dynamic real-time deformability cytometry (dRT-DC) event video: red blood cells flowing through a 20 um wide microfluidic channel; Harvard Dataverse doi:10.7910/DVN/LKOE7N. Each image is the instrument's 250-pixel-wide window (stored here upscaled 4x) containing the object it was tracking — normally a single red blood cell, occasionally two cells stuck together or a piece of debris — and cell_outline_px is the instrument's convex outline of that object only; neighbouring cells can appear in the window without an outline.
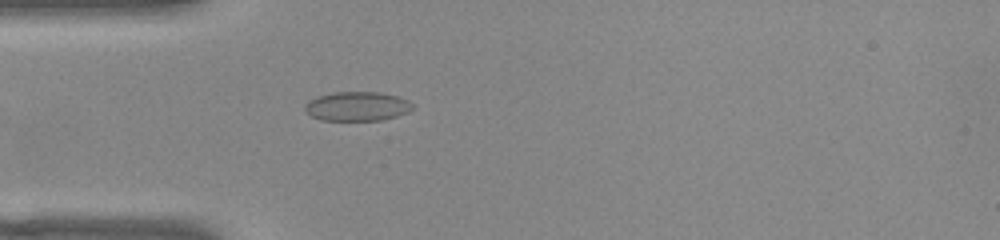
{"species": "common noctule bat (a hibernating species)", "species_latin": "Nyctalus noctula", "temperature_condition": "warm", "stored_images_in_passage": 40, "camera_frame_rate_fps": 3000, "um_per_image_px": 0.085, "animal": {"sex": "female", "body_mass_g": 22.0, "forearm_length_mm": 56.7}, "frame": {"image": 1, "passage_image": 4, "time_ms": 1.0, "image_size_px": [1000, 240], "cell_outline_px": [[416, 108], [408, 112], [396, 116], [380, 120], [320, 120], [312, 116], [304, 108], [308, 100], [320, 96], [336, 92], [380, 92], [396, 96], [408, 100]], "centroid_in_image_um": [30.39, 9.04], "position_along_channel_um": 54.6, "area_um2": 18.21}}
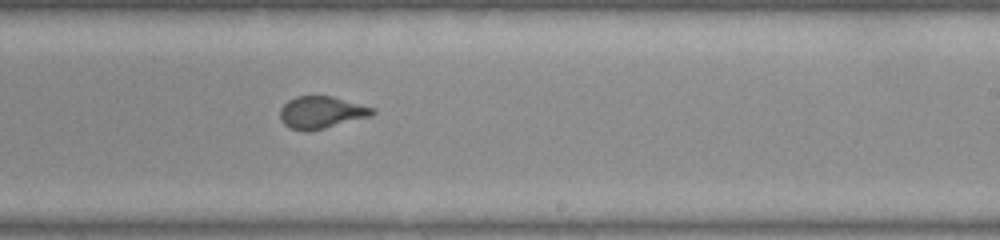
{"frame": {"image": 2, "passage_image": 20, "time_ms": 6.333, "image_size_px": [1000, 240], "cell_outline_px": [[376, 112], [372, 116], [308, 132], [304, 132], [292, 128], [284, 124], [280, 120], [280, 108], [288, 100], [296, 96], [332, 96], [376, 108]], "centroid_in_image_um": [27.33, 9.55], "position_along_channel_um": 261.7, "area_um2": 17.46}}
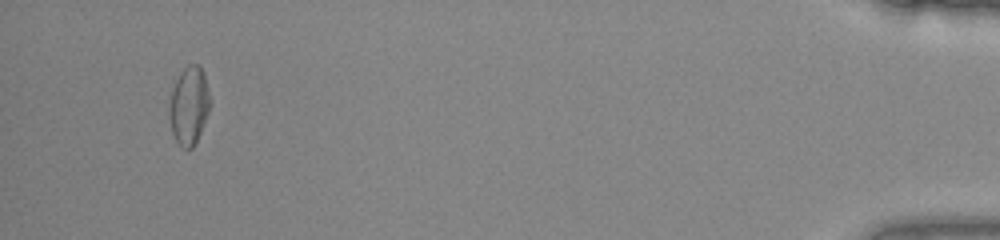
{"frame": {"image": 3, "passage_image": 38, "time_ms": 12.333, "image_size_px": [1000, 240], "cell_outline_px": [[212, 104], [196, 144], [192, 148], [180, 148], [172, 136], [168, 116], [168, 104], [172, 88], [180, 72], [188, 64], [200, 64], [204, 72]], "centroid_in_image_um": [16.06, 9.0], "position_along_channel_um": 419.1, "area_um2": 19.31}}